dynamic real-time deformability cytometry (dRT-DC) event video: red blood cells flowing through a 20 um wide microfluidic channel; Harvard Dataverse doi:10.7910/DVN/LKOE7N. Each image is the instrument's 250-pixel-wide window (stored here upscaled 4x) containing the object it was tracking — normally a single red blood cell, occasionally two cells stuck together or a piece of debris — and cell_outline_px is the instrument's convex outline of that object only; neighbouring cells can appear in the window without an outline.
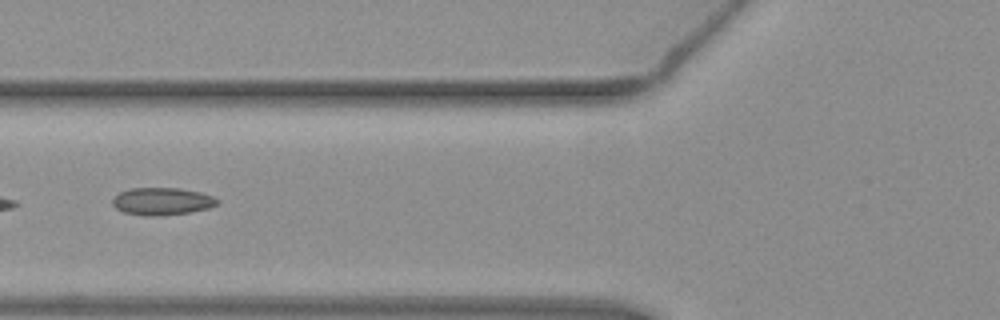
{"species": "common noctule bat (a hibernating species)", "species_latin": "Nyctalus noctula", "temperature_condition": "warm", "stored_images_in_passage": 33, "camera_frame_rate_fps": 3000, "um_per_image_px": 0.085, "animal": {"sex": "female", "body_mass_g": 19.3, "forearm_length_mm": 54.1}, "frame": {"image": 1, "passage_image": 6, "time_ms": 1.667, "image_size_px": [1000, 320], "cell_outline_px": [[220, 200], [216, 204], [208, 208], [188, 212], [160, 216], [144, 216], [120, 212], [112, 204], [112, 200], [120, 192], [128, 188], [180, 188], [200, 192], [212, 196]], "centroid_in_image_um": [13.73, 17.11], "position_along_channel_um": 112.1, "area_um2": 16.82}}
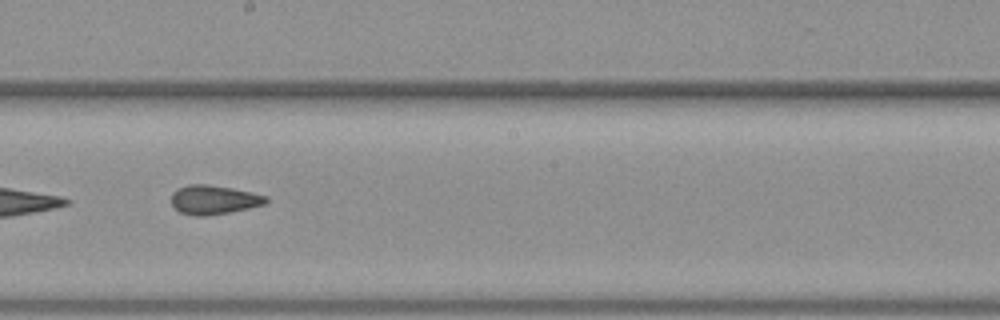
{"frame": {"image": 2, "passage_image": 15, "time_ms": 4.667, "image_size_px": [1000, 320], "cell_outline_px": [[268, 200], [264, 204], [248, 208], [228, 212], [204, 216], [196, 216], [180, 212], [172, 204], [172, 192], [188, 184], [208, 184], [232, 188], [268, 196]], "centroid_in_image_um": [18.17, 16.97], "position_along_channel_um": 230.0, "area_um2": 15.84}}
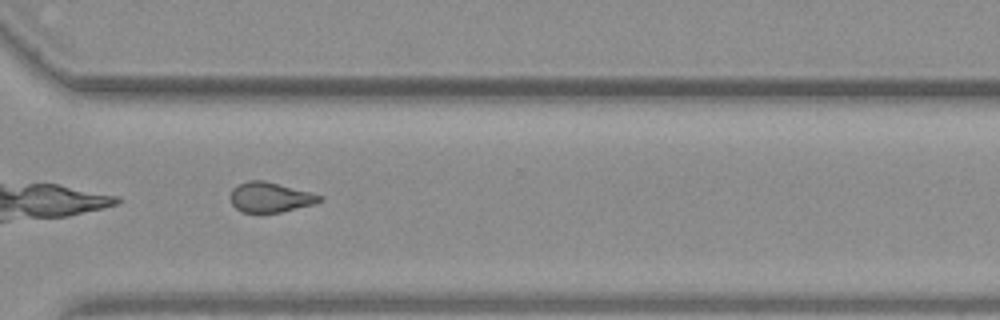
{"frame": {"image": 3, "passage_image": 24, "time_ms": 7.667, "image_size_px": [1000, 320], "cell_outline_px": [[324, 200], [316, 204], [280, 212], [240, 212], [232, 204], [232, 188], [248, 180], [264, 180], [324, 196]], "centroid_in_image_um": [23.01, 16.77], "position_along_channel_um": 347.6, "area_um2": 15.49}, "authors_computed_cell_mechanics": {"area_um2": 16.0684, "velocity_mm_per_s": 3.933, "shape_relaxation_time_tau1_ms": null, "shape_relaxation_time_tau2_ms": 3.9966, "deformation_change_tau1": null, "deformation_change_tau2": 0.1163}}